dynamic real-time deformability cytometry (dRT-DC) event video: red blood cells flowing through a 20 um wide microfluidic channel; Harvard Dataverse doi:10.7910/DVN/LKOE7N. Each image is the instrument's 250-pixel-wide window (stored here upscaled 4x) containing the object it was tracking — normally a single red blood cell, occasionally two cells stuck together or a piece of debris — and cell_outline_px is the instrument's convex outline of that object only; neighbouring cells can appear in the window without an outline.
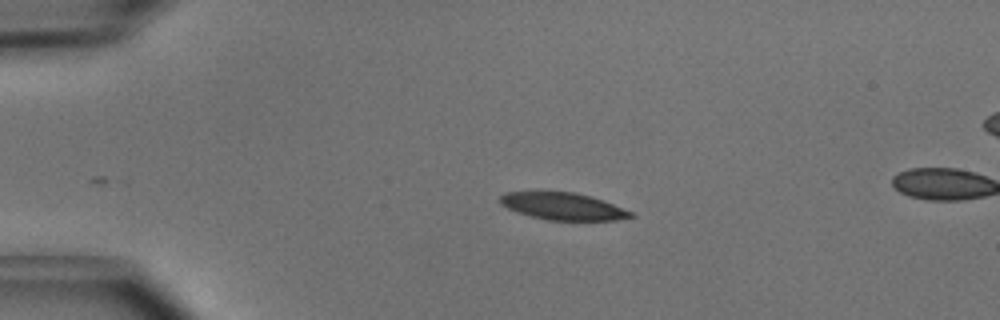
{"species": "common noctule bat (a hibernating species)", "species_latin": "Nyctalus noctula", "temperature_condition": "cold", "stored_images_in_passage": 5, "camera_frame_rate_fps": 3000, "um_per_image_px": 0.085, "animal": {"sex": "male", "body_mass_g": 15.6}, "frame": {"image": 1, "passage_image": 5, "time_ms": 1.333, "image_size_px": [1000, 320], "cell_outline_px": [[636, 216], [616, 220], [548, 220], [516, 212], [500, 204], [500, 196], [504, 192], [572, 192], [604, 200], [632, 212]], "centroid_in_image_um": [47.85, 17.54], "position_along_channel_um": 37.2, "area_um2": 20.46}}